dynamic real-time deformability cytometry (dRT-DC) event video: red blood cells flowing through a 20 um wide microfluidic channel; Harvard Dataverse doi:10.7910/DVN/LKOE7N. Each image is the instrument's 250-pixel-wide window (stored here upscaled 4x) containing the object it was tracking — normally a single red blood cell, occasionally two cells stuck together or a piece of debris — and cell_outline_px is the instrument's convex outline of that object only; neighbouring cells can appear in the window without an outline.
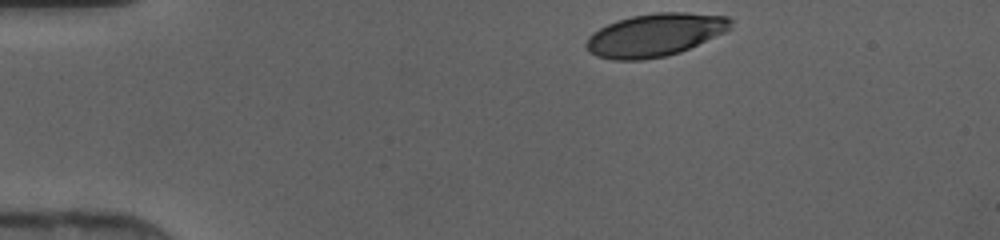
{"species": "human", "species_latin": "Homo sapiens", "temperature_condition": "cold", "stored_images_in_passage": 31, "camera_frame_rate_fps": 3000, "um_per_image_px": 0.085, "donor": {"sex": "female"}, "frame": {"image": 1, "passage_image": 1, "time_ms": 0.0, "image_size_px": [1000, 240], "cell_outline_px": [[732, 28], [724, 32], [680, 52], [664, 56], [644, 60], [612, 60], [596, 56], [588, 52], [584, 44], [588, 36], [592, 32], [616, 20], [632, 16], [656, 12], [684, 12], [728, 16], [732, 20]], "centroid_in_image_um": [55.63, 2.97], "position_along_channel_um": 29.4, "area_um2": 36.24}}
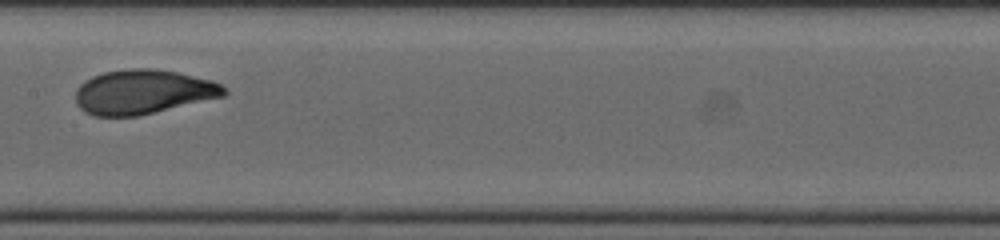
{"frame": {"image": 2, "passage_image": 17, "time_ms": 5.333, "image_size_px": [1000, 240], "cell_outline_px": [[228, 92], [224, 96], [136, 116], [92, 116], [84, 112], [76, 104], [76, 88], [84, 80], [92, 76], [104, 72], [132, 68], [152, 68], [176, 72], [212, 80], [220, 84]], "centroid_in_image_um": [12.11, 7.81], "position_along_channel_um": 195.3, "area_um2": 38.32}}
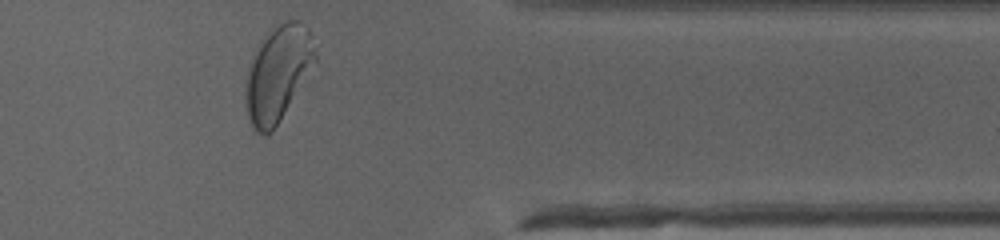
{"frame": {"image": 3, "passage_image": 31, "time_ms": 10.0, "image_size_px": [1000, 240], "cell_outline_px": [[316, 60], [276, 124], [268, 136], [264, 136], [256, 132], [252, 128], [244, 104], [244, 84], [248, 64], [268, 28], [284, 20], [300, 20], [308, 28], [312, 36], [316, 56]], "centroid_in_image_um": [23.55, 6.19], "position_along_channel_um": 387.8, "area_um2": 38.73}}